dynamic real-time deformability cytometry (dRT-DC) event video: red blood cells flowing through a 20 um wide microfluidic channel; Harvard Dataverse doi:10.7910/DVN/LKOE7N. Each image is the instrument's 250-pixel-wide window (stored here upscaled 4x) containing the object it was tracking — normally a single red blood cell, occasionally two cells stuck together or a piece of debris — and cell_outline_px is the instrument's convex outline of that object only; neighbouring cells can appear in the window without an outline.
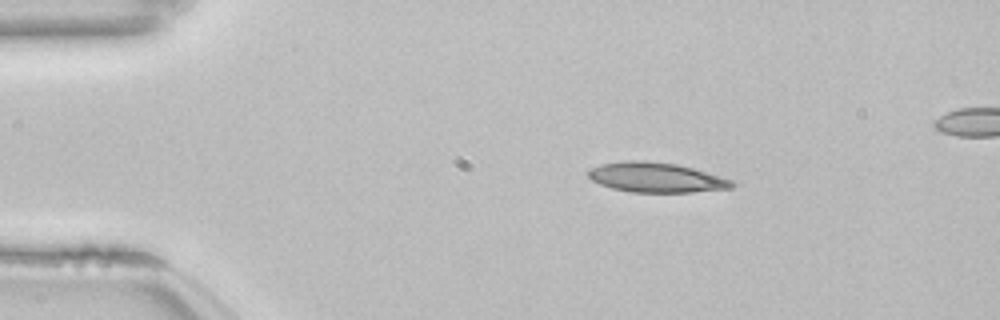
{"species": "common noctule bat (a hibernating species)", "species_latin": "Nyctalus noctula", "temperature_condition": "room temperature", "stored_images_in_passage": 44, "camera_frame_rate_fps": 3000, "um_per_image_px": 0.085, "animal": {"sex": "female", "body_mass_g": 22.7, "forearm_length_mm": 54.2}, "frame": {"image": 1, "passage_image": 1, "time_ms": 0.0, "image_size_px": [1000, 320], "cell_outline_px": [[736, 184], [732, 188], [692, 192], [632, 192], [612, 188], [600, 184], [592, 180], [588, 176], [588, 172], [592, 168], [600, 164], [628, 160], [644, 160], [676, 164], [692, 168], [720, 176], [732, 180]], "centroid_in_image_um": [55.78, 15.08], "position_along_channel_um": 29.2, "area_um2": 24.85}}
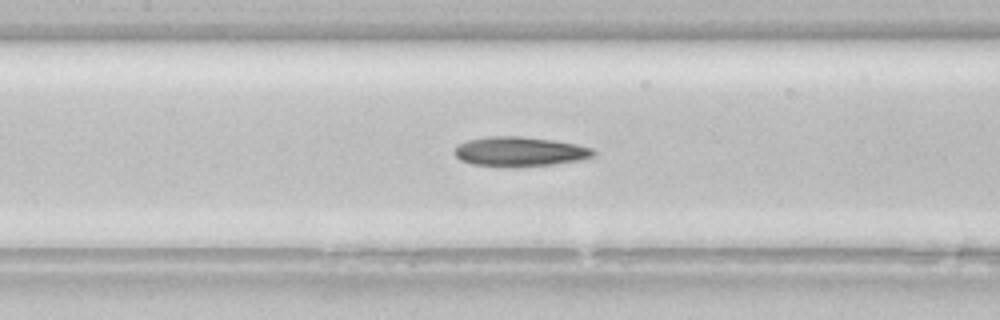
{"frame": {"image": 2, "passage_image": 16, "time_ms": 5.0, "image_size_px": [1000, 320], "cell_outline_px": [[596, 152], [592, 156], [580, 160], [552, 164], [472, 164], [460, 160], [452, 152], [456, 144], [468, 140], [488, 136], [520, 136], [552, 140], [576, 144], [592, 148]], "centroid_in_image_um": [44.14, 12.83], "position_along_channel_um": 163.3, "area_um2": 23.06}}
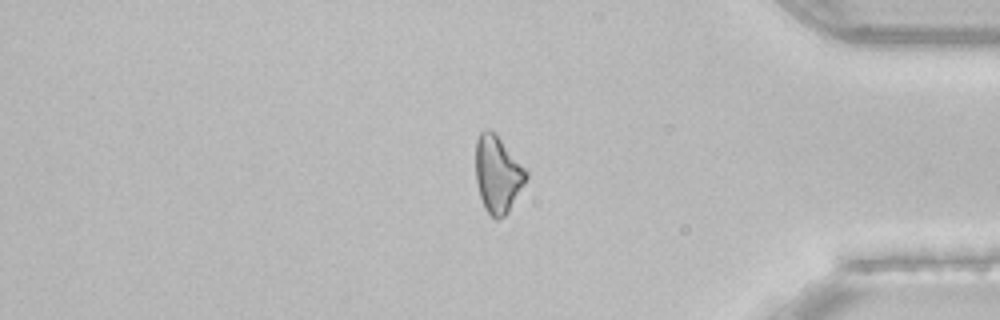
{"frame": {"image": 3, "passage_image": 36, "time_ms": 11.667, "image_size_px": [1000, 320], "cell_outline_px": [[528, 176], [524, 184], [508, 212], [504, 216], [496, 220], [484, 208], [480, 196], [476, 180], [476, 140], [480, 132], [496, 132], [528, 172]], "centroid_in_image_um": [42.3, 14.82], "position_along_channel_um": 392.9, "area_um2": 22.37}, "authors_computed_cell_mechanics": {"area_um2": 23.4957, "velocity_mm_per_s": 3.8453, "shape_relaxation_time_tau1_ms": null, "shape_relaxation_time_tau2_ms": 10.8081, "deformation_change_tau1": null, "deformation_change_tau2": 0.2447}}